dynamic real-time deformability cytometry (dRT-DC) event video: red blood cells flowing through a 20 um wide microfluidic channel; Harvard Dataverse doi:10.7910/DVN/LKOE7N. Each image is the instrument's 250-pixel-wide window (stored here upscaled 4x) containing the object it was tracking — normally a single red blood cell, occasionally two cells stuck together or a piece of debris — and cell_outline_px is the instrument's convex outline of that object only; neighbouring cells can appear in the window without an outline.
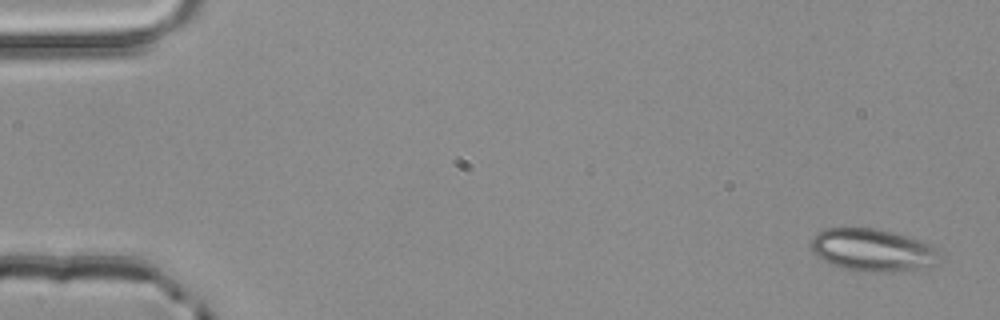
{"species": "common noctule bat (a hibernating species)", "species_latin": "Nyctalus noctula", "temperature_condition": "room temperature", "stored_images_in_passage": 4, "camera_frame_rate_fps": 3000, "um_per_image_px": 0.085, "animal": {"sex": "male", "body_mass_g": 20.4}, "frame": {"image": 1, "passage_image": 1, "time_ms": 0.0, "image_size_px": [1000, 320], "cell_outline_px": [[936, 264], [924, 272], [872, 272], [848, 268], [832, 264], [816, 256], [812, 252], [812, 236], [816, 232], [824, 228], [876, 228], [892, 232], [920, 240], [932, 244], [936, 248]], "centroid_in_image_um": [74.23, 21.27], "position_along_channel_um": 10.8, "area_um2": 32.25}}